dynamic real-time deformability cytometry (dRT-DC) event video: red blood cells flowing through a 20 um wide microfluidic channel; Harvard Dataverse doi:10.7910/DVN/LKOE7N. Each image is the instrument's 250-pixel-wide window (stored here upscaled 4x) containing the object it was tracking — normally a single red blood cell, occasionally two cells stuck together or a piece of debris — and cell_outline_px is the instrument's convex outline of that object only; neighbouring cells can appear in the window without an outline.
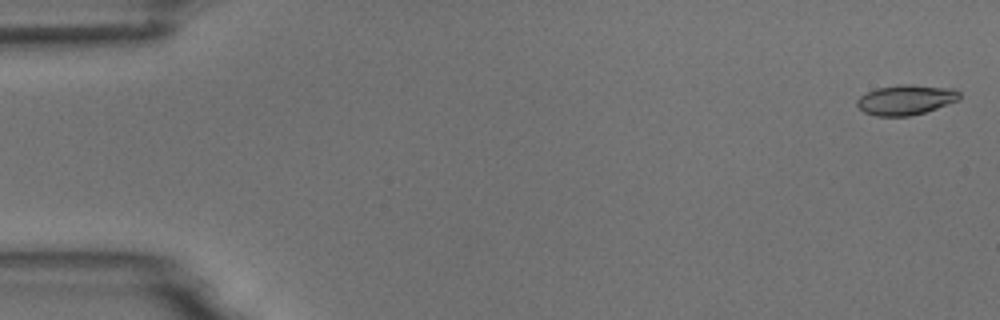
{"species": "common noctule bat (a hibernating species)", "species_latin": "Nyctalus noctula", "temperature_condition": "room temperature", "stored_images_in_passage": 5, "camera_frame_rate_fps": 3000, "um_per_image_px": 0.085, "animal": {"sex": "male", "body_mass_g": 18.8}, "frame": {"image": 1, "passage_image": 1, "time_ms": 0.0, "image_size_px": [1000, 320], "cell_outline_px": [[960, 100], [924, 112], [908, 116], [876, 116], [864, 112], [856, 104], [856, 100], [860, 96], [876, 88], [900, 84], [908, 84], [956, 88], [960, 92]], "centroid_in_image_um": [77.02, 8.47], "position_along_channel_um": 8.0, "area_um2": 18.03}}
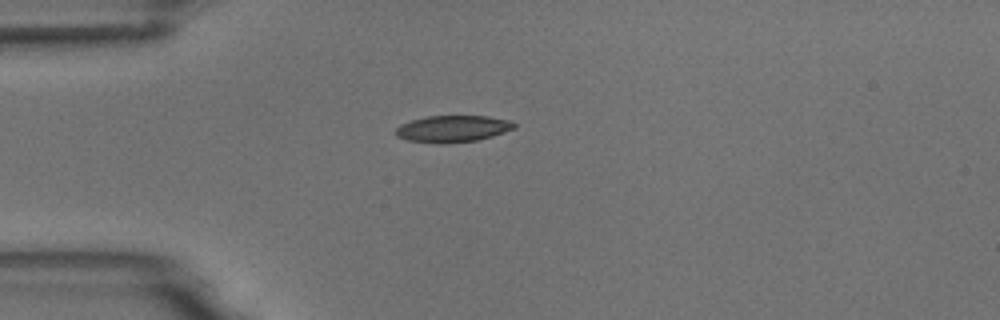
{"frame": {"image": 2, "passage_image": 5, "time_ms": 4.333, "image_size_px": [1000, 320], "cell_outline_px": [[516, 128], [492, 136], [476, 140], [440, 144], [408, 140], [396, 136], [396, 128], [400, 124], [412, 120], [428, 116], [488, 116], [512, 120], [516, 124]], "centroid_in_image_um": [38.5, 10.94], "position_along_channel_um": 46.5, "area_um2": 18.44}}